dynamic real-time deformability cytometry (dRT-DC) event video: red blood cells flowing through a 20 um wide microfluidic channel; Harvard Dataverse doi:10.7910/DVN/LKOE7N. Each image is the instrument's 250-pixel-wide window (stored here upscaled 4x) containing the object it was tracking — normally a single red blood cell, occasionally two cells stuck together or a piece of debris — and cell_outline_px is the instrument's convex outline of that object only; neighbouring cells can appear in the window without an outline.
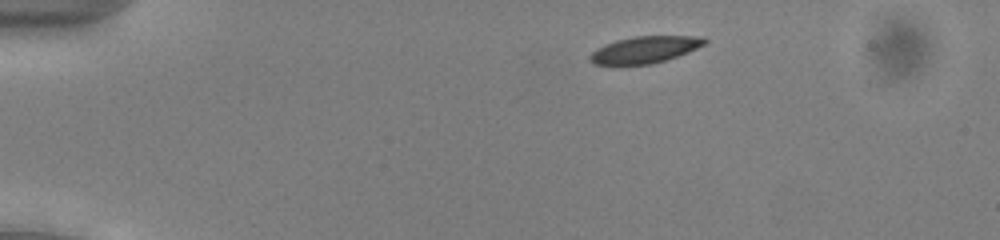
{"species": "common noctule bat (a hibernating species)", "species_latin": "Nyctalus noctula", "temperature_condition": "cold", "stored_images_in_passage": 47, "camera_frame_rate_fps": 3000, "um_per_image_px": 0.085, "animal": {"sex": "male", "body_mass_g": 13.0, "forearm_length_mm": 53.1}, "frame": {"image": 1, "passage_image": 4, "time_ms": 1.0, "image_size_px": [1000, 240], "cell_outline_px": [[708, 40], [704, 44], [688, 52], [652, 64], [592, 64], [588, 60], [588, 56], [596, 48], [604, 44], [616, 40], [636, 36], [704, 36]], "centroid_in_image_um": [54.78, 4.21], "position_along_channel_um": 30.2, "area_um2": 17.8}}
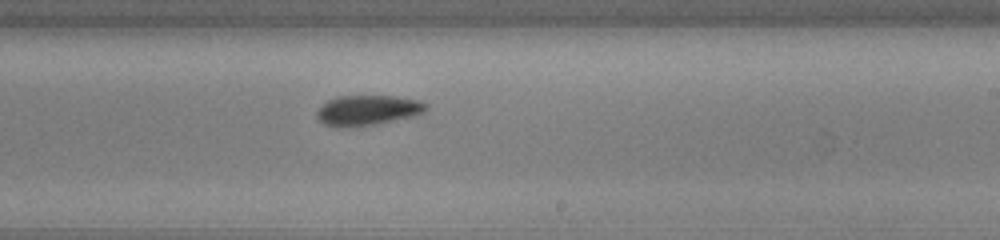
{"frame": {"image": 2, "passage_image": 27, "time_ms": 8.667, "image_size_px": [1000, 240], "cell_outline_px": [[428, 108], [424, 112], [416, 116], [376, 124], [348, 128], [336, 128], [324, 124], [316, 116], [316, 112], [328, 100], [336, 96], [392, 96], [420, 100], [428, 104]], "centroid_in_image_um": [31.27, 9.39], "position_along_channel_um": 257.7, "area_um2": 19.48}}
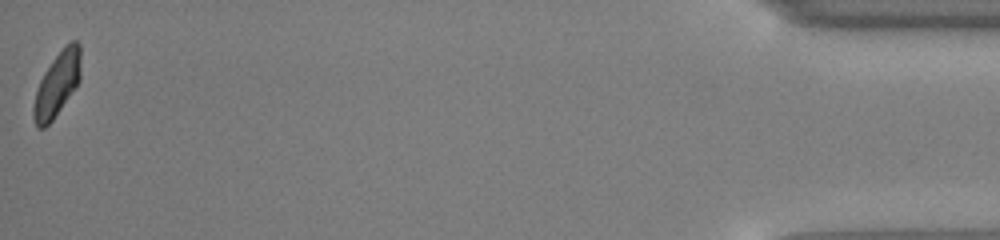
{"frame": {"image": 3, "passage_image": 47, "time_ms": 15.333, "image_size_px": [1000, 240], "cell_outline_px": [[80, 80], [52, 120], [44, 128], [36, 128], [32, 116], [32, 108], [36, 92], [40, 80], [44, 72], [52, 60], [72, 40], [76, 40], [80, 44]], "centroid_in_image_um": [4.83, 7.18], "position_along_channel_um": 430.4, "area_um2": 17.34}, "authors_computed_cell_mechanics": {"area_um2": 18.6694, "velocity_mm_per_s": 3.9176, "shape_relaxation_time_tau1_ms": 2.3803, "shape_relaxation_time_tau2_ms": 5.1095, "deformation_change_tau1": 0.0806, "deformation_change_tau2": 0.0765}}